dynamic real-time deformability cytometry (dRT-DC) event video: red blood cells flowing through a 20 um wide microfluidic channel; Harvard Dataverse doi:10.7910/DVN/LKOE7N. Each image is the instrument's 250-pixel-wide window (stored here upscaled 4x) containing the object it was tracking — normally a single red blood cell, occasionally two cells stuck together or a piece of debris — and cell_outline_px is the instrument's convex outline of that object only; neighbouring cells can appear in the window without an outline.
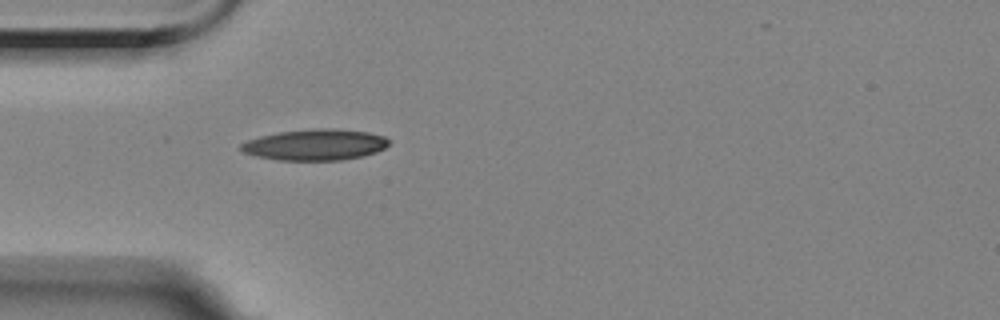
{"species": "Egyptian fruit bat (a non-hibernating species)", "species_latin": "Rousettus aegyptiacus", "temperature_condition": "room temperature", "stored_images_in_passage": 41, "camera_frame_rate_fps": 3000, "um_per_image_px": 0.085, "animal": {"sex": "female"}, "frame": {"image": 1, "passage_image": 1, "time_ms": 0.0, "image_size_px": [1000, 320], "cell_outline_px": [[388, 144], [384, 148], [376, 152], [364, 156], [340, 160], [280, 160], [256, 156], [244, 152], [240, 148], [240, 144], [248, 140], [260, 136], [280, 132], [312, 128], [336, 128], [368, 132], [384, 136], [388, 140]], "centroid_in_image_um": [26.8, 12.29], "position_along_channel_um": 58.2, "area_um2": 26.76}}
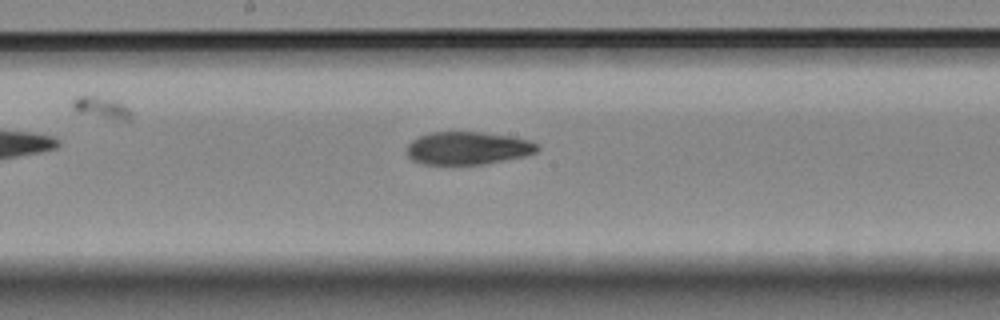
{"frame": {"image": 2, "passage_image": 14, "time_ms": 4.333, "image_size_px": [1000, 320], "cell_outline_px": [[540, 148], [536, 152], [524, 156], [484, 164], [424, 164], [412, 160], [408, 156], [408, 144], [412, 140], [420, 136], [432, 132], [480, 132], [512, 136], [528, 140], [536, 144]], "centroid_in_image_um": [39.76, 12.59], "position_along_channel_um": 208.4, "area_um2": 24.8}}
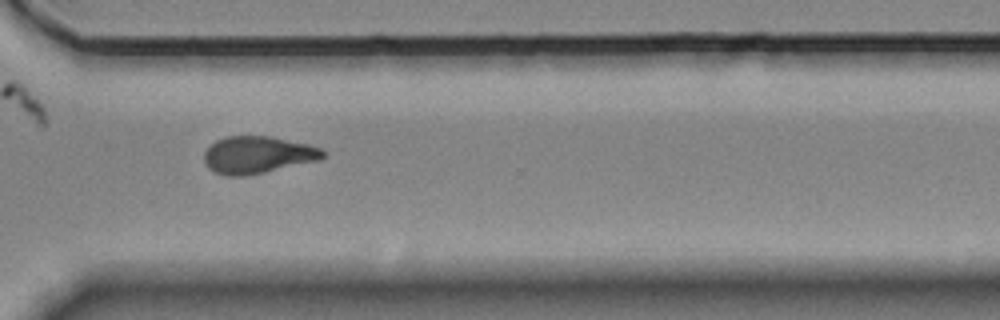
{"frame": {"image": 3, "passage_image": 26, "time_ms": 8.333, "image_size_px": [1000, 320], "cell_outline_px": [[324, 156], [320, 160], [264, 172], [244, 176], [228, 176], [216, 172], [208, 168], [204, 160], [204, 152], [216, 140], [228, 136], [272, 136], [308, 144], [320, 148], [324, 152]], "centroid_in_image_um": [21.9, 13.16], "position_along_channel_um": 348.7, "area_um2": 25.61}, "authors_computed_cell_mechanics": {"area_um2": 25.6054, "velocity_mm_per_s": 3.5079, "shape_relaxation_time_tau1_ms": null, "shape_relaxation_time_tau2_ms": 3.8971, "deformation_change_tau1": null, "deformation_change_tau2": 0.1069}}